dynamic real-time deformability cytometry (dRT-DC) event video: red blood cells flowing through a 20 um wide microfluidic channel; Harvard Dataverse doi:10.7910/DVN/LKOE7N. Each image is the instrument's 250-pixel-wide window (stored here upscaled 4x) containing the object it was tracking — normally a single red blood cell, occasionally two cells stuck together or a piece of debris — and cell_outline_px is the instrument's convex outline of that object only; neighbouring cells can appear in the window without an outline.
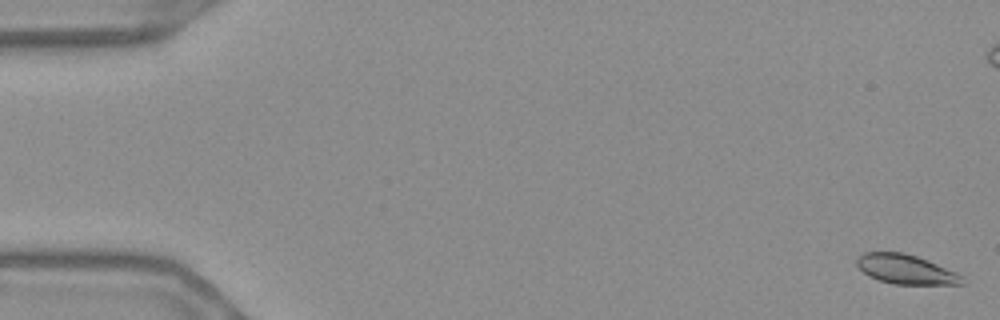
{"species": "Egyptian fruit bat (a non-hibernating species)", "species_latin": "Rousettus aegyptiacus", "temperature_condition": "warm", "stored_images_in_passage": 58, "camera_frame_rate_fps": 3000, "um_per_image_px": 0.085, "frame": {"image": 1, "passage_image": 2, "time_ms": 0.333, "image_size_px": [1000, 320], "cell_outline_px": [[964, 284], [892, 284], [868, 276], [856, 264], [856, 260], [864, 252], [904, 252], [916, 256], [956, 272], [964, 276]], "centroid_in_image_um": [76.99, 22.89], "position_along_channel_um": 8.0, "area_um2": 17.92}}
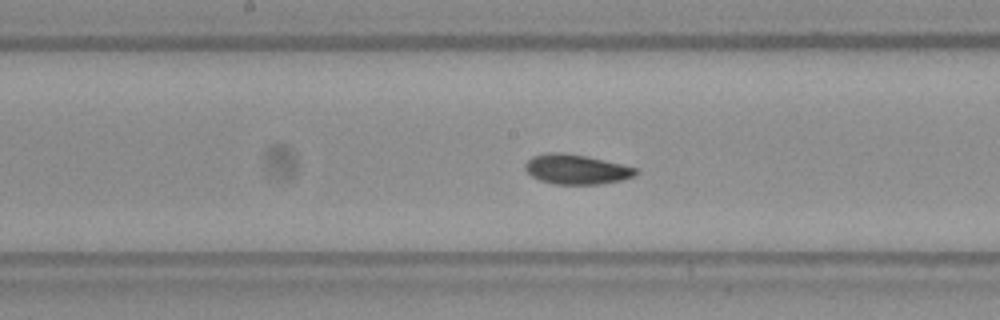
{"frame": {"image": 2, "passage_image": 30, "time_ms": 9.667, "image_size_px": [1000, 320], "cell_outline_px": [[640, 172], [636, 176], [620, 180], [600, 184], [552, 184], [540, 180], [532, 176], [524, 168], [524, 164], [532, 156], [548, 152], [560, 152], [584, 156], [604, 160], [640, 168]], "centroid_in_image_um": [49.02, 14.39], "position_along_channel_um": 199.2, "area_um2": 19.31}}
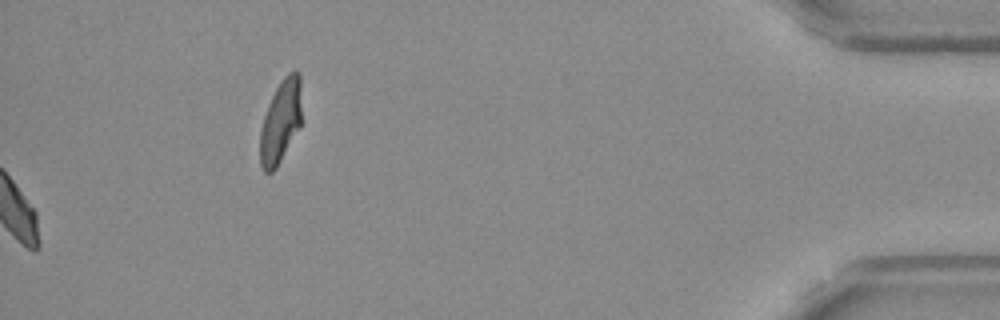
{"frame": {"image": 3, "passage_image": 58, "time_ms": 19.0, "image_size_px": [1000, 320], "cell_outline_px": [[300, 128], [276, 168], [272, 172], [264, 172], [260, 164], [260, 132], [264, 116], [268, 104], [280, 80], [288, 72], [296, 68], [300, 72]], "centroid_in_image_um": [23.85, 10.3], "position_along_channel_um": 411.3, "area_um2": 20.17}, "authors_computed_cell_mechanics": {"area_um2": 18.9006, "velocity_mm_per_s": 3.6426, "shape_relaxation_time_tau1_ms": 7.7917, "shape_relaxation_time_tau2_ms": 2.3562, "deformation_change_tau1": 0.1535, "deformation_change_tau2": 0.0549}}